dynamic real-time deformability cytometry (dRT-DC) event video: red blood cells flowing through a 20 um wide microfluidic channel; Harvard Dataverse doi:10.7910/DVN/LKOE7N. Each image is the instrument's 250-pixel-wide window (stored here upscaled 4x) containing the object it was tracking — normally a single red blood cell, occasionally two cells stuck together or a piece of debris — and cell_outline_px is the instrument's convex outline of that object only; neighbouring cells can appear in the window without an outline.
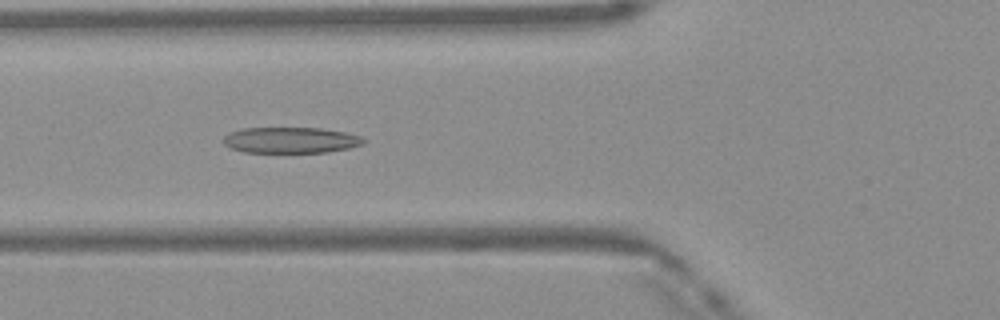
{"species": "Egyptian fruit bat (a non-hibernating species)", "species_latin": "Rousettus aegyptiacus", "temperature_condition": "warm", "stored_images_in_passage": 48, "camera_frame_rate_fps": 3000, "um_per_image_px": 0.085, "frame": {"image": 1, "passage_image": 18, "time_ms": 5.667, "image_size_px": [1000, 320], "cell_outline_px": [[364, 144], [348, 148], [328, 152], [244, 152], [232, 148], [224, 144], [224, 136], [228, 132], [240, 128], [320, 128], [344, 132], [360, 136], [364, 140]], "centroid_in_image_um": [24.68, 11.9], "position_along_channel_um": 101.1, "area_um2": 21.1}}
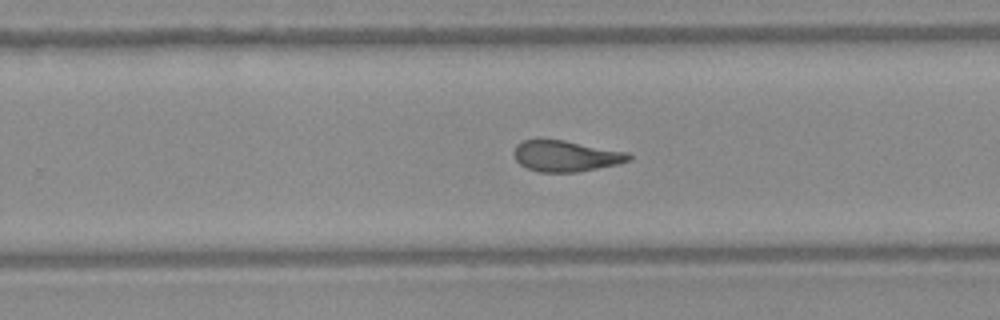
{"frame": {"image": 2, "passage_image": 31, "time_ms": 10.0, "image_size_px": [1000, 320], "cell_outline_px": [[632, 160], [616, 164], [576, 172], [540, 172], [528, 168], [520, 164], [512, 156], [512, 152], [516, 144], [524, 140], [564, 140], [628, 152], [632, 156]], "centroid_in_image_um": [48.07, 13.26], "position_along_channel_um": 281.7, "area_um2": 20.69}}
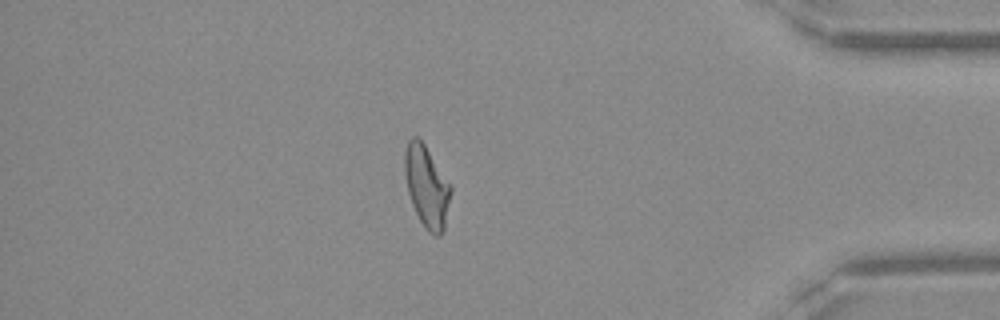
{"frame": {"image": 3, "passage_image": 42, "time_ms": 13.667, "image_size_px": [1000, 320], "cell_outline_px": [[452, 192], [444, 232], [440, 236], [436, 236], [428, 232], [420, 220], [412, 204], [408, 192], [404, 172], [404, 152], [408, 140], [412, 136], [416, 136], [424, 144], [452, 184]], "centroid_in_image_um": [36.29, 15.86], "position_along_channel_um": 398.9, "area_um2": 22.25}, "authors_computed_cell_mechanics": {"area_um2": 21.964, "velocity_mm_per_s": 4.1598, "shape_relaxation_time_tau1_ms": 10.4586, "shape_relaxation_time_tau2_ms": 1.3676, "deformation_change_tau1": 0.2747, "deformation_change_tau2": 0.0999}}